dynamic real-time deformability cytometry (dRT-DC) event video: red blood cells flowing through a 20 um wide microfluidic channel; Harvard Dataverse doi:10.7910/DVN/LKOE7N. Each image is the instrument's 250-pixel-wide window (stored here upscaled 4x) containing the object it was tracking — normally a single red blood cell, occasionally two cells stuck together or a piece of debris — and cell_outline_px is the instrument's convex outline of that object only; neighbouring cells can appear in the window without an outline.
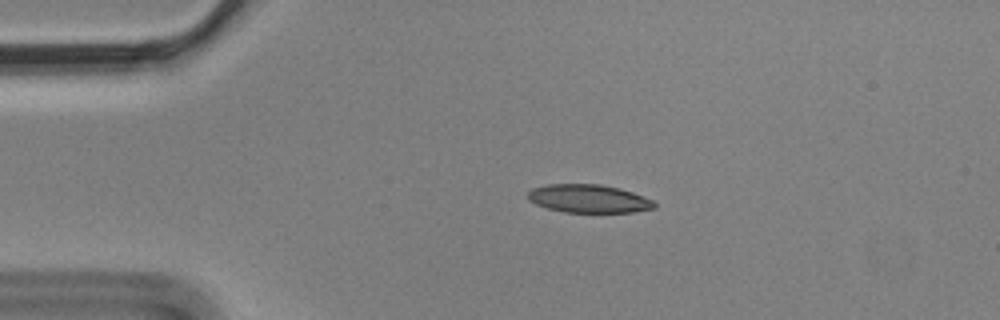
{"species": "Egyptian fruit bat (a non-hibernating species)", "species_latin": "Rousettus aegyptiacus", "temperature_condition": "cold", "stored_images_in_passage": 3, "camera_frame_rate_fps": 3000, "um_per_image_px": 0.085, "animal": {"sex": "male"}, "frame": {"image": 1, "passage_image": 2, "time_ms": 0.333, "image_size_px": [1000, 320], "cell_outline_px": [[656, 208], [632, 212], [564, 212], [548, 208], [536, 204], [528, 200], [528, 192], [532, 188], [548, 184], [600, 184], [620, 188], [644, 196], [652, 200], [656, 204]], "centroid_in_image_um": [50.04, 16.88], "position_along_channel_um": 35.0, "area_um2": 20.81}}